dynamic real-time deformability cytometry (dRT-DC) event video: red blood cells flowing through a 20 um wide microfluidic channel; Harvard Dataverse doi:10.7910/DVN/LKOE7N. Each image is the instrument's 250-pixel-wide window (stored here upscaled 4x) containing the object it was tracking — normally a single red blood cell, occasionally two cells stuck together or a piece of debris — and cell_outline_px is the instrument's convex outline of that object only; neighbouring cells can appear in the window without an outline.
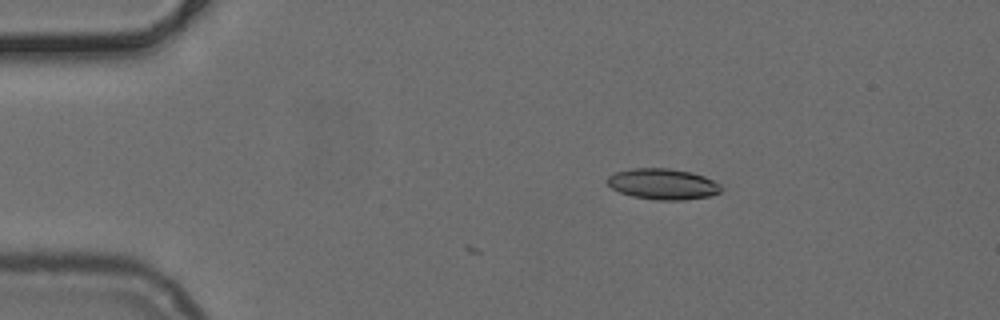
{"species": "common noctule bat (a hibernating species)", "species_latin": "Nyctalus noctula", "temperature_condition": "cold", "stored_images_in_passage": 4, "camera_frame_rate_fps": 3000, "um_per_image_px": 0.085, "animal": {"sex": "female", "body_mass_g": 24.6, "forearm_length_mm": 56.2}, "frame": {"image": 1, "passage_image": 1, "time_ms": 0.0, "image_size_px": [1000, 320], "cell_outline_px": [[724, 188], [720, 192], [712, 196], [684, 200], [656, 200], [632, 196], [620, 192], [612, 188], [604, 180], [608, 176], [616, 172], [632, 168], [668, 168], [692, 172], [704, 176], [720, 184]], "centroid_in_image_um": [56.36, 15.64], "position_along_channel_um": 28.6, "area_um2": 20.69}}